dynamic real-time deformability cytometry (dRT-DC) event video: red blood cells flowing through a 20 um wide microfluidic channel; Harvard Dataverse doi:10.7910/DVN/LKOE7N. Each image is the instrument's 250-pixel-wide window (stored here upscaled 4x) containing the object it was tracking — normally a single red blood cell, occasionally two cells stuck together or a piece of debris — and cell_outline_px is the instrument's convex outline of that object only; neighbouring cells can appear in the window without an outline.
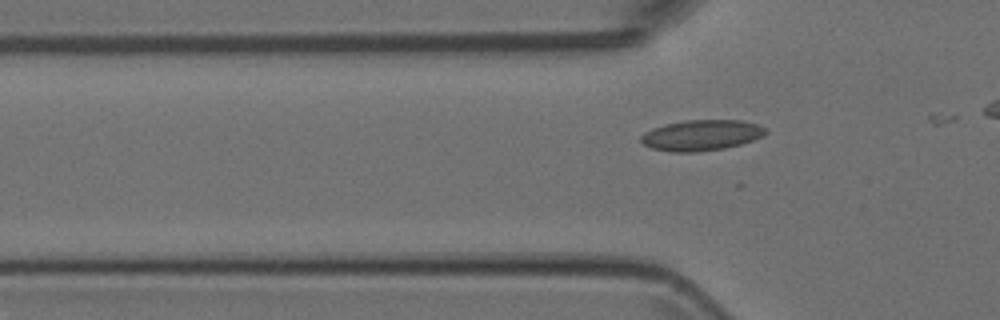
{"species": "Egyptian fruit bat (a non-hibernating species)", "species_latin": "Rousettus aegyptiacus", "temperature_condition": "room temperature", "stored_images_in_passage": 7, "camera_frame_rate_fps": 3000, "um_per_image_px": 0.085, "animal": {"sex": "female"}, "frame": {"image": 1, "passage_image": 7, "time_ms": 2.0, "image_size_px": [1000, 320], "cell_outline_px": [[768, 132], [752, 140], [740, 144], [724, 148], [696, 152], [672, 152], [652, 148], [644, 144], [640, 140], [640, 136], [644, 132], [652, 128], [664, 124], [684, 120], [740, 120], [756, 124], [764, 128]], "centroid_in_image_um": [59.56, 11.49], "position_along_channel_um": 66.2, "area_um2": 22.2}}